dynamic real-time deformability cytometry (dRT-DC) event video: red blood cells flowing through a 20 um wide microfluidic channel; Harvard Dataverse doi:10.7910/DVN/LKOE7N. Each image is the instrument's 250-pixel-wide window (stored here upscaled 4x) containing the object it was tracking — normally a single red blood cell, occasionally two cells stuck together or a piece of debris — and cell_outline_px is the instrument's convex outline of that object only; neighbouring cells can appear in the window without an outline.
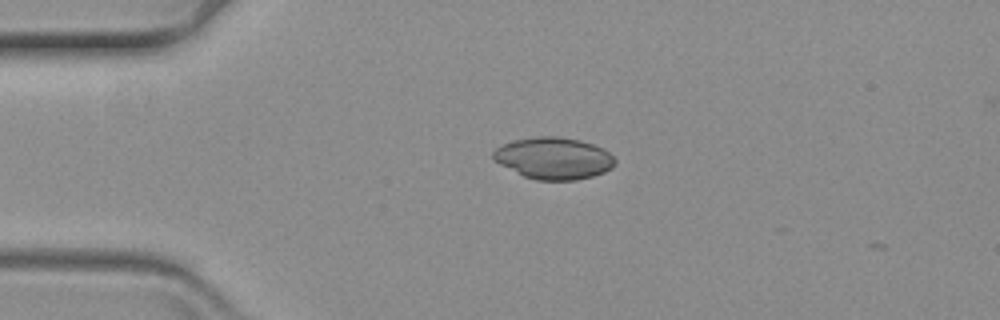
{"species": "common noctule bat (a hibernating species)", "species_latin": "Nyctalus noctula", "temperature_condition": "warm", "stored_images_in_passage": 3, "camera_frame_rate_fps": 3000, "um_per_image_px": 0.085, "animal": {"sex": "female", "body_mass_g": 19.3, "forearm_length_mm": 54.1}, "frame": {"image": 1, "passage_image": 1, "time_ms": 0.0, "image_size_px": [1000, 320], "cell_outline_px": [[616, 164], [612, 168], [604, 172], [592, 176], [576, 180], [536, 180], [524, 176], [492, 160], [492, 152], [496, 148], [512, 140], [536, 136], [556, 136], [580, 140], [604, 148], [616, 160]], "centroid_in_image_um": [47.06, 13.44], "position_along_channel_um": 37.9, "area_um2": 29.77}}